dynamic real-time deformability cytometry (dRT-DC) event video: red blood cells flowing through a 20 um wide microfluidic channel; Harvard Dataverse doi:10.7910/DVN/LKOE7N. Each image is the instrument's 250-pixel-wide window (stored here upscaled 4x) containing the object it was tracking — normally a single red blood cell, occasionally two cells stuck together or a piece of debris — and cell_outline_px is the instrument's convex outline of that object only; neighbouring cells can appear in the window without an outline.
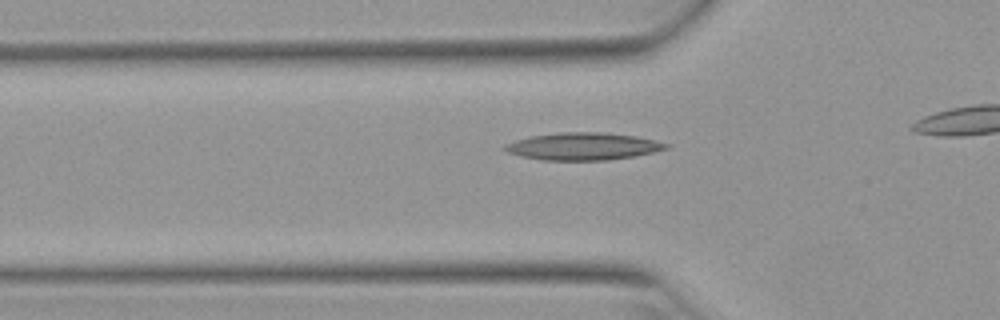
{"species": "Egyptian fruit bat (a non-hibernating species)", "species_latin": "Rousettus aegyptiacus", "temperature_condition": "warm", "stored_images_in_passage": 18, "camera_frame_rate_fps": 3000, "um_per_image_px": 0.085, "animal": {"sex": "female"}, "frame": {"image": 1, "passage_image": 3, "time_ms": 0.667, "image_size_px": [1000, 320], "cell_outline_px": [[672, 144], [668, 148], [636, 156], [608, 160], [544, 160], [520, 156], [508, 152], [500, 148], [504, 144], [528, 136], [560, 132], [600, 132], [636, 136]], "centroid_in_image_um": [49.53, 12.44], "position_along_channel_um": 76.3, "area_um2": 25.84}}
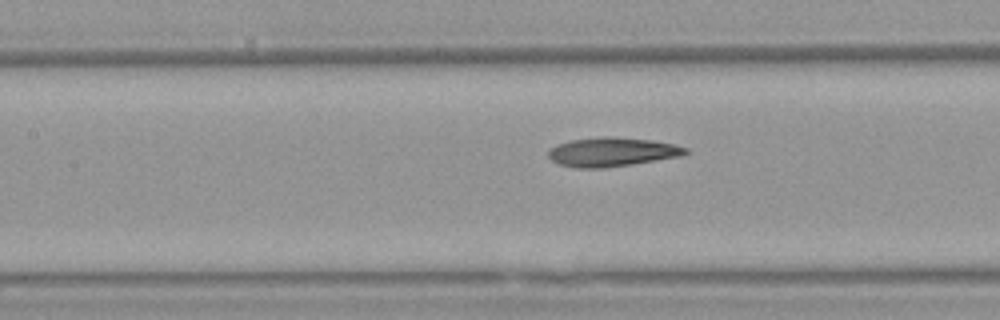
{"frame": {"image": 2, "passage_image": 9, "time_ms": 2.667, "image_size_px": [1000, 320], "cell_outline_px": [[688, 152], [680, 156], [632, 164], [604, 168], [576, 168], [560, 164], [552, 160], [548, 156], [548, 148], [556, 144], [572, 140], [604, 136], [612, 136], [652, 140], [672, 144], [688, 148]], "centroid_in_image_um": [51.98, 12.91], "position_along_channel_um": 155.4, "area_um2": 23.18}}
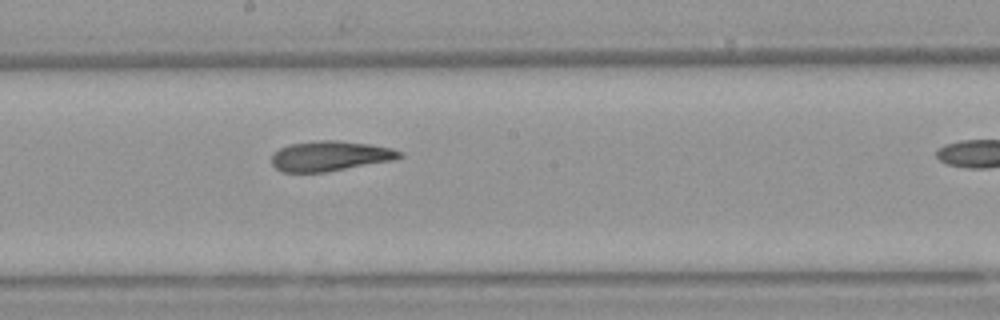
{"frame": {"image": 3, "passage_image": 14, "time_ms": 4.333, "image_size_px": [1000, 320], "cell_outline_px": [[404, 156], [396, 160], [324, 172], [280, 172], [272, 164], [272, 152], [288, 144], [320, 140], [336, 140], [368, 144], [392, 148], [404, 152]], "centroid_in_image_um": [28.07, 13.26], "position_along_channel_um": 220.1, "area_um2": 22.6}}